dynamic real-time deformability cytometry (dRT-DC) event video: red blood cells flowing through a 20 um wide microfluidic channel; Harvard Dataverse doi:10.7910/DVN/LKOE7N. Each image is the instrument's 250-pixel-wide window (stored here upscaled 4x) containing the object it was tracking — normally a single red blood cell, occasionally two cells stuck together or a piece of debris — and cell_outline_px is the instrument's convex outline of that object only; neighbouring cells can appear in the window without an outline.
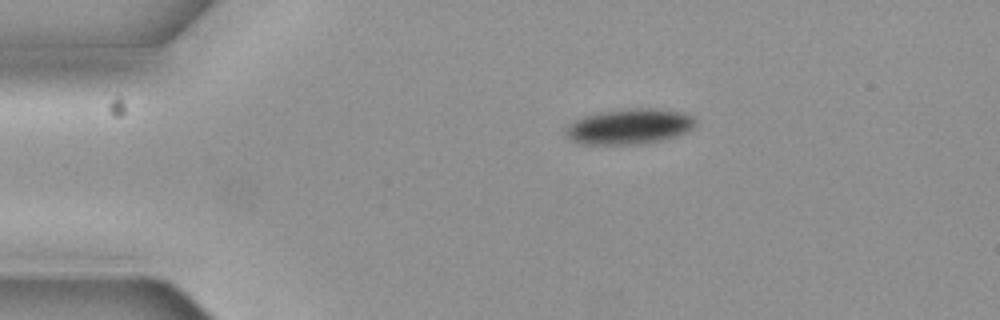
{"species": "common noctule bat (a hibernating species)", "species_latin": "Nyctalus noctula", "temperature_condition": "cold", "stored_images_in_passage": 2, "camera_frame_rate_fps": 3000, "um_per_image_px": 0.085, "animal": {"sex": "female", "body_mass_g": 19.3, "forearm_length_mm": 54.1}, "frame": {"image": 1, "passage_image": 2, "time_ms": 0.333, "image_size_px": [1000, 320], "cell_outline_px": [[696, 124], [692, 128], [684, 132], [660, 140], [636, 144], [584, 144], [572, 140], [564, 132], [564, 128], [572, 120], [584, 116], [604, 112], [636, 108], [660, 108], [684, 112], [692, 116], [696, 120]], "centroid_in_image_um": [53.48, 10.74], "position_along_channel_um": 31.5, "area_um2": 26.53}}